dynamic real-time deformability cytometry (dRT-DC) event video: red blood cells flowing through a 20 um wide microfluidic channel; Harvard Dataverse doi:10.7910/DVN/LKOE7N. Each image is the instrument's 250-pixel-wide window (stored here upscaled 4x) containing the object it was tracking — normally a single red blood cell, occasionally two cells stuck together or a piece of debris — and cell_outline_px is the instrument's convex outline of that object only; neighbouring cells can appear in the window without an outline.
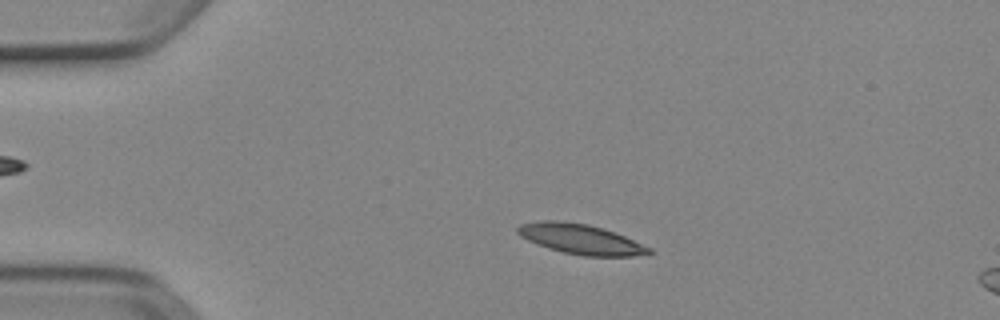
{"species": "Egyptian fruit bat (a non-hibernating species)", "species_latin": "Rousettus aegyptiacus", "temperature_condition": "cold", "stored_images_in_passage": 15, "camera_frame_rate_fps": 3000, "um_per_image_px": 0.085, "animal": {"sex": "female"}, "frame": {"image": 1, "passage_image": 9, "time_ms": 2.667, "image_size_px": [1000, 320], "cell_outline_px": [[652, 252], [632, 256], [584, 256], [564, 252], [548, 248], [536, 244], [520, 236], [516, 232], [516, 228], [520, 224], [540, 220], [556, 220], [588, 224], [604, 228], [624, 236], [652, 248]], "centroid_in_image_um": [49.31, 20.31], "position_along_channel_um": 35.7, "area_um2": 22.95}}